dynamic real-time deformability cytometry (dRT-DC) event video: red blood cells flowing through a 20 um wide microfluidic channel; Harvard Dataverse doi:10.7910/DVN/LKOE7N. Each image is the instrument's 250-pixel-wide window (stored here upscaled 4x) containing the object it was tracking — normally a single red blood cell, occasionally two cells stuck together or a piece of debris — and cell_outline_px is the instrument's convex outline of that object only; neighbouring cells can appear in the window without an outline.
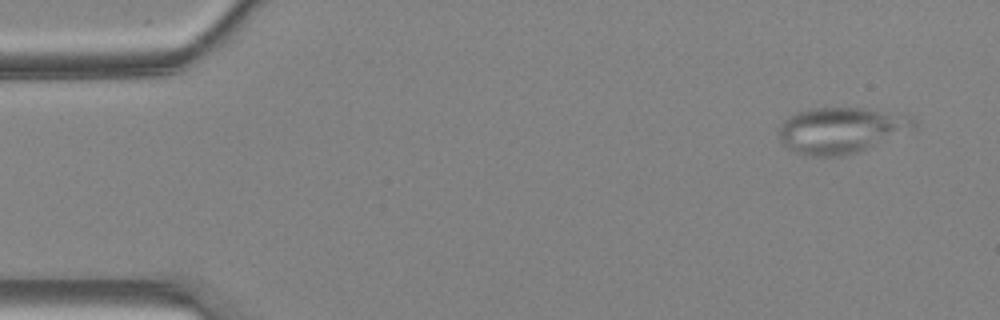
{"species": "Egyptian fruit bat (a non-hibernating species)", "species_latin": "Rousettus aegyptiacus", "temperature_condition": "warm", "stored_images_in_passage": 12, "camera_frame_rate_fps": 3000, "um_per_image_px": 0.085, "animal": {"sex": "female"}, "frame": {"image": 1, "passage_image": 4, "time_ms": 1.0, "image_size_px": [1000, 320], "cell_outline_px": [[916, 128], [856, 152], [840, 156], [804, 156], [788, 148], [780, 140], [780, 124], [784, 120], [800, 112], [816, 108], [860, 108], [912, 116], [916, 120]], "centroid_in_image_um": [71.49, 11.08], "position_along_channel_um": 13.5, "area_um2": 35.49}}